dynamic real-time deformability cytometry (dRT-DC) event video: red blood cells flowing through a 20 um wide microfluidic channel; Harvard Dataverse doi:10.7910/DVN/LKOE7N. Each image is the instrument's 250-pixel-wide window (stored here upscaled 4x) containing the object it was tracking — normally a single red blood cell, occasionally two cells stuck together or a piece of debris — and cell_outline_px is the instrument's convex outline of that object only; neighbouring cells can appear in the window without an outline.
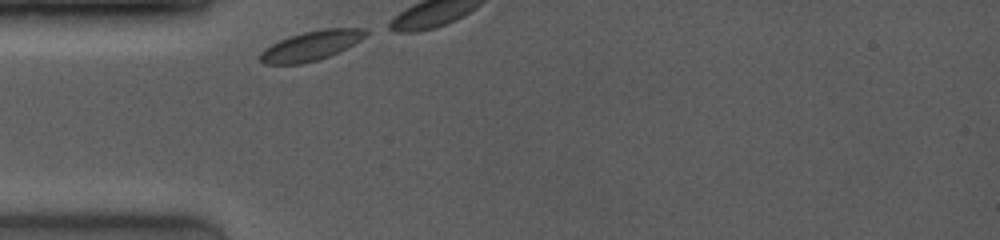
{"species": "common noctule bat (a hibernating species)", "species_latin": "Nyctalus noctula", "temperature_condition": "room temperature", "stored_images_in_passage": 4, "camera_frame_rate_fps": 4000, "um_per_image_px": 0.085, "animal": {"sex": "female", "body_mass_g": 19.0, "forearm_length_mm": 53.3}, "frame": {"image": 1, "passage_image": 1, "time_ms": 0.0, "image_size_px": [1000, 240], "cell_outline_px": [[368, 32], [360, 40], [328, 56], [316, 60], [300, 64], [264, 64], [260, 60], [260, 52], [264, 48], [280, 40], [304, 32], [324, 28], [368, 28]], "centroid_in_image_um": [26.42, 3.88], "position_along_channel_um": 58.6, "area_um2": 17.8}}